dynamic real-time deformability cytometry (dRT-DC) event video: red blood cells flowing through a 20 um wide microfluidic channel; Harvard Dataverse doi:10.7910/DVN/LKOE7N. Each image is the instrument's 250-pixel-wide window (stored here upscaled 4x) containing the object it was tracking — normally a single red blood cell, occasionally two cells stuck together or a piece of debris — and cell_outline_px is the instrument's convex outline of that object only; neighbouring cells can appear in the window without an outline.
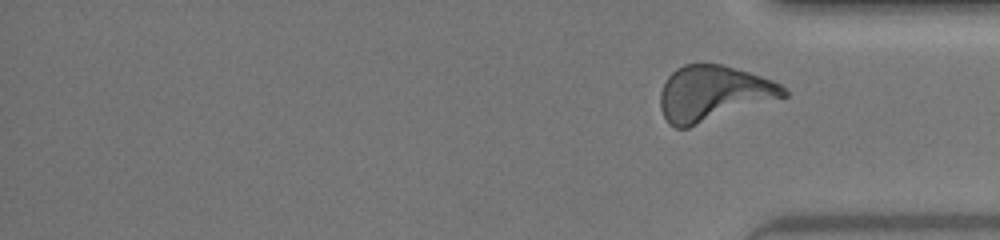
{"species": "human", "species_latin": "Homo sapiens", "temperature_condition": "warm", "stored_images_in_passage": 37, "segment_of_instrument_passage": [2, 2], "camera_frame_rate_fps": 3000, "um_per_image_px": 0.085, "donor": {"sex": "female"}, "frame": {"image": 1, "passage_image": 37, "time_ms": 17.333, "image_size_px": [1000, 240], "cell_outline_px": [[788, 96], [688, 128], [676, 128], [668, 124], [660, 108], [660, 92], [668, 76], [676, 68], [684, 64], [720, 64], [736, 68], [772, 80], [780, 84], [788, 92]], "centroid_in_image_um": [60.62, 7.95], "position_along_channel_um": 374.6, "area_um2": 39.82}}